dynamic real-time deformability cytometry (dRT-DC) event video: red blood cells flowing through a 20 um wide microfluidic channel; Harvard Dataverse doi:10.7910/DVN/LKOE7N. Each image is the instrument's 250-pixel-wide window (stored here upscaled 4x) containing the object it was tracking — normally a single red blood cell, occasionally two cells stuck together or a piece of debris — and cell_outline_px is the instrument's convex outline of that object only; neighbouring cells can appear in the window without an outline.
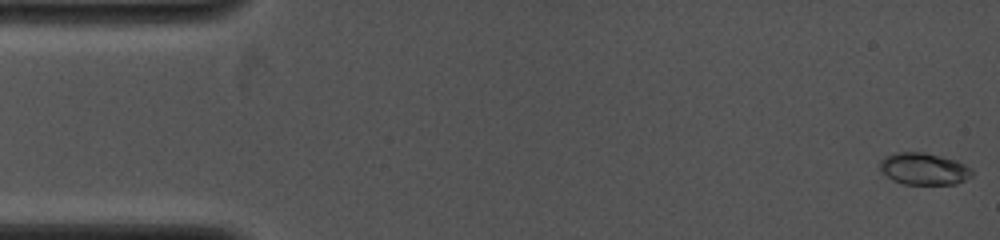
{"species": "common noctule bat (a hibernating species)", "species_latin": "Nyctalus noctula", "temperature_condition": "cold", "stored_images_in_passage": 8, "camera_frame_rate_fps": 4000, "um_per_image_px": 0.085, "animal": {"sex": "female", "body_mass_g": 19.0, "forearm_length_mm": 53.3}, "frame": {"image": 1, "passage_image": 1, "time_ms": 0.0, "image_size_px": [1000, 240], "cell_outline_px": [[972, 176], [956, 184], [904, 184], [892, 180], [880, 168], [880, 160], [884, 156], [892, 152], [924, 152], [956, 160], [972, 168]], "centroid_in_image_um": [78.52, 14.34], "position_along_channel_um": 6.5, "area_um2": 17.17}}
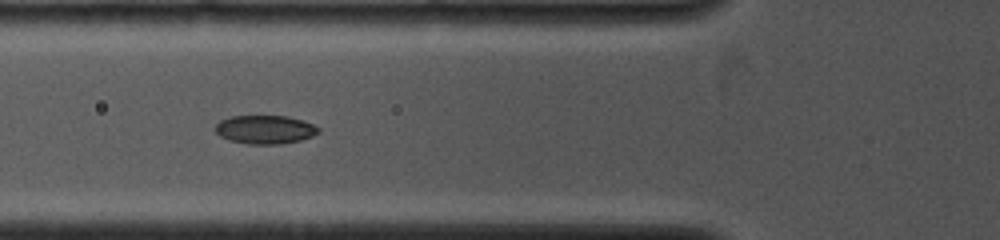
{"frame": {"image": 2, "passage_image": 7, "time_ms": 5.25, "image_size_px": [1000, 240], "cell_outline_px": [[320, 132], [312, 136], [300, 140], [280, 144], [248, 144], [228, 140], [220, 136], [212, 128], [220, 120], [232, 116], [288, 116], [304, 120], [320, 128]], "centroid_in_image_um": [22.51, 11.01], "position_along_channel_um": 103.3, "area_um2": 17.34}}
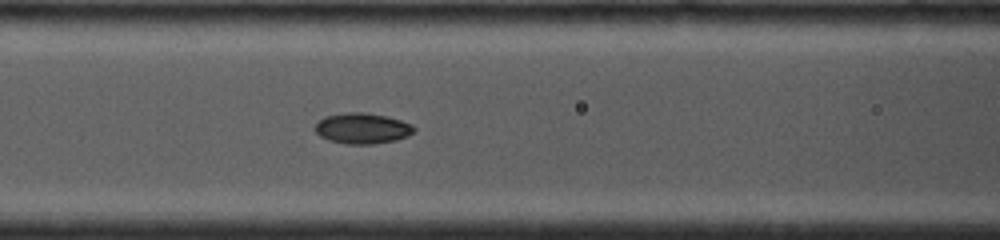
{"frame": {"image": 3, "passage_image": 8, "time_ms": 6.0, "image_size_px": [1000, 240], "cell_outline_px": [[416, 128], [408, 136], [396, 140], [372, 144], [348, 144], [328, 140], [320, 136], [312, 128], [324, 116], [348, 112], [364, 112], [388, 116], [412, 124]], "centroid_in_image_um": [30.79, 10.9], "position_along_channel_um": 135.8, "area_um2": 17.8}}